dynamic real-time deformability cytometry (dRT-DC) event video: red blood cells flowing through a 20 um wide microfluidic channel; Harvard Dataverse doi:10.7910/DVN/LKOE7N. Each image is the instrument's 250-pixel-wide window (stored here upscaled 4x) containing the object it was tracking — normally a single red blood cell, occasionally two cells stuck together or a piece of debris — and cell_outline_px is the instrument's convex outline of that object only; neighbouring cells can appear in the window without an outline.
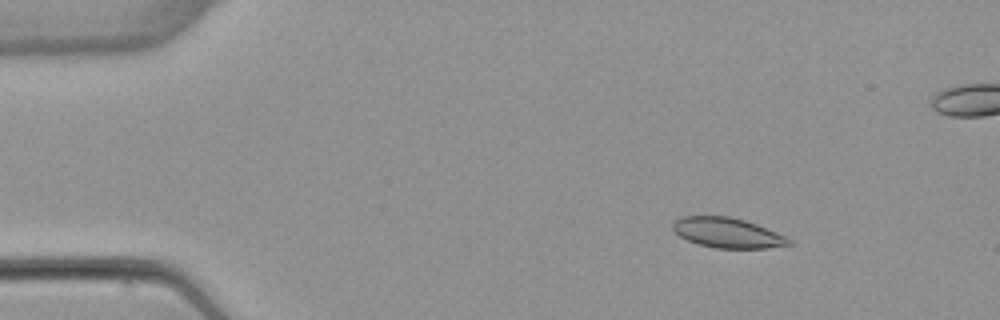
{"species": "common noctule bat (a hibernating species)", "species_latin": "Nyctalus noctula", "temperature_condition": "warm", "stored_images_in_passage": 5, "camera_frame_rate_fps": 3000, "um_per_image_px": 0.085, "animal": {"sex": "female", "body_mass_g": 22.7, "forearm_length_mm": 54.2}, "frame": {"image": 1, "passage_image": 2, "time_ms": 1.333, "image_size_px": [1000, 320], "cell_outline_px": [[792, 244], [768, 248], [716, 248], [700, 244], [688, 240], [680, 236], [672, 228], [672, 224], [676, 220], [684, 216], [728, 216], [744, 220], [756, 224], [784, 236], [792, 240]], "centroid_in_image_um": [61.83, 19.79], "position_along_channel_um": 23.2, "area_um2": 20.0}}